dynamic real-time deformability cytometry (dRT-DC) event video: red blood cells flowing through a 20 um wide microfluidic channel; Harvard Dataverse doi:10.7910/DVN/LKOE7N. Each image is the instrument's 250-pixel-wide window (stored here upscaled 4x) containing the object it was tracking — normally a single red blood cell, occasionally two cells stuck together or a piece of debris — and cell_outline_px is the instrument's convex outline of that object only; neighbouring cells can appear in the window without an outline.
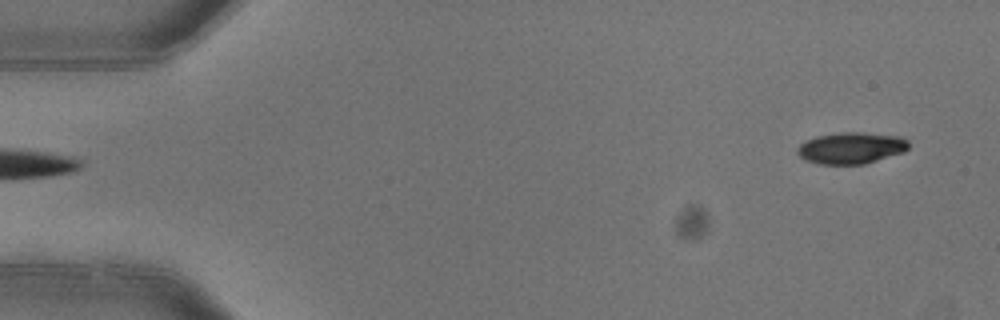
{"species": "common noctule bat (a hibernating species)", "species_latin": "Nyctalus noctula", "temperature_condition": "warm", "stored_images_in_passage": 3, "camera_frame_rate_fps": 3000, "um_per_image_px": 0.085, "animal": {"sex": "female"}, "frame": {"image": 1, "passage_image": 3, "time_ms": 0.667, "image_size_px": [1000, 320], "cell_outline_px": [[908, 148], [904, 152], [864, 164], [820, 164], [804, 160], [796, 152], [796, 148], [804, 140], [816, 136], [840, 132], [860, 132], [900, 136], [908, 140]], "centroid_in_image_um": [72.32, 12.57], "position_along_channel_um": 12.7, "area_um2": 20.58}}